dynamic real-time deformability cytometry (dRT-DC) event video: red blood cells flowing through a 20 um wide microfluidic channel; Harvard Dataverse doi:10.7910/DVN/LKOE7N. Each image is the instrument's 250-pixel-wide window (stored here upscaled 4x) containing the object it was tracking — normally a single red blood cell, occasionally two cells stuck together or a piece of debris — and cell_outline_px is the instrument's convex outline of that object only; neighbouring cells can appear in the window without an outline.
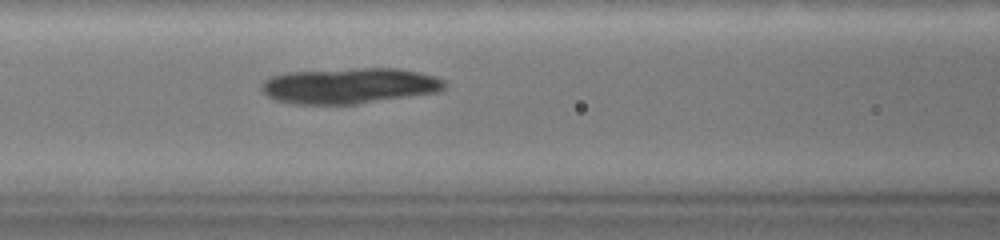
{"species": "common noctule bat (a hibernating species)", "species_latin": "Nyctalus noctula", "temperature_condition": "warm", "stored_images_in_passage": 66, "camera_frame_rate_fps": 3000, "um_per_image_px": 0.085, "animal": {"sex": "female", "body_mass_g": 19.0, "forearm_length_mm": 51.5}, "frame": {"image": 1, "passage_image": 30, "time_ms": 9.667, "image_size_px": [1000, 240], "cell_outline_px": [[448, 88], [440, 92], [356, 104], [292, 104], [276, 100], [268, 96], [260, 88], [264, 80], [272, 76], [288, 72], [360, 68], [400, 68], [420, 72], [436, 76], [444, 80], [448, 84]], "centroid_in_image_um": [29.77, 7.29], "position_along_channel_um": 136.8, "area_um2": 38.44}}
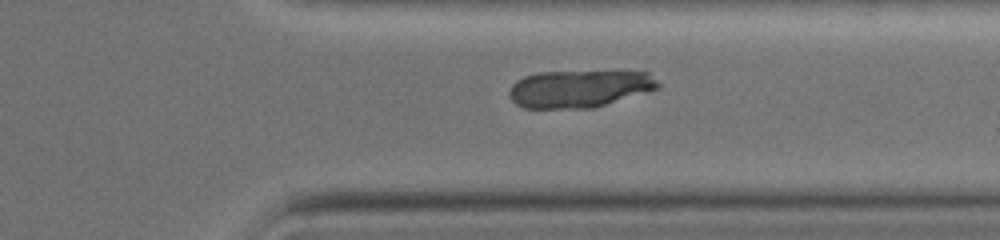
{"frame": {"image": 2, "passage_image": 54, "time_ms": 17.667, "image_size_px": [1000, 240], "cell_outline_px": [[660, 88], [592, 108], [524, 108], [516, 104], [508, 96], [508, 92], [512, 84], [516, 80], [524, 76], [540, 72], [648, 72], [660, 84]], "centroid_in_image_um": [49.19, 7.55], "position_along_channel_um": 362.2, "area_um2": 32.19}}
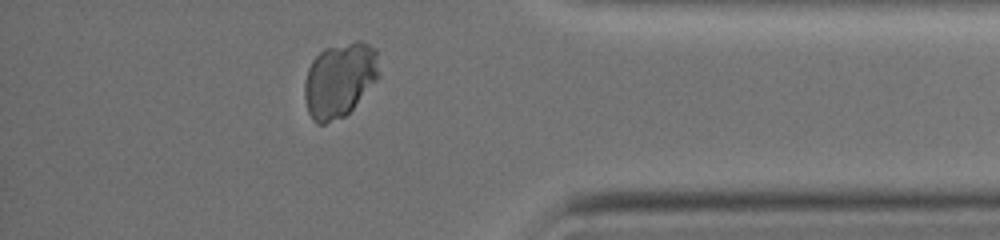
{"frame": {"image": 3, "passage_image": 60, "time_ms": 19.667, "image_size_px": [1000, 240], "cell_outline_px": [[380, 76], [352, 108], [344, 116], [324, 124], [316, 124], [312, 120], [308, 112], [304, 96], [304, 84], [308, 68], [312, 60], [324, 48], [356, 40], [360, 40], [376, 48]], "centroid_in_image_um": [28.86, 6.77], "position_along_channel_um": 406.3, "area_um2": 32.54}}